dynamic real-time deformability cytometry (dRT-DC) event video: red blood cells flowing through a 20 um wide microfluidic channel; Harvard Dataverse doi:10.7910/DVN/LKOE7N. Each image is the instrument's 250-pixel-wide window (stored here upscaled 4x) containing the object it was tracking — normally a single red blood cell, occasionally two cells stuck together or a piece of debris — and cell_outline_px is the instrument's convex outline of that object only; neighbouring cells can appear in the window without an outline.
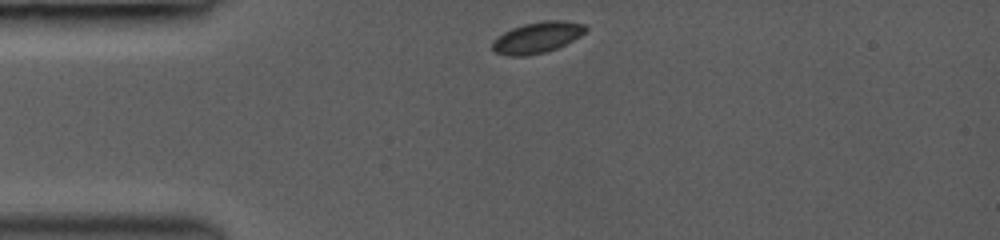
{"species": "common noctule bat (a hibernating species)", "species_latin": "Nyctalus noctula", "temperature_condition": "room temperature", "stored_images_in_passage": 2, "camera_frame_rate_fps": 3000, "um_per_image_px": 0.085, "animal": {"sex": "female", "body_mass_g": 19.0, "forearm_length_mm": 53.3}, "frame": {"image": 1, "passage_image": 1, "time_ms": 0.0, "image_size_px": [1000, 240], "cell_outline_px": [[588, 28], [580, 36], [556, 48], [544, 52], [528, 56], [508, 56], [496, 52], [492, 48], [492, 40], [496, 36], [512, 28], [524, 24], [544, 20], [564, 20], [584, 24]], "centroid_in_image_um": [45.63, 3.18], "position_along_channel_um": 39.4, "area_um2": 16.88}}